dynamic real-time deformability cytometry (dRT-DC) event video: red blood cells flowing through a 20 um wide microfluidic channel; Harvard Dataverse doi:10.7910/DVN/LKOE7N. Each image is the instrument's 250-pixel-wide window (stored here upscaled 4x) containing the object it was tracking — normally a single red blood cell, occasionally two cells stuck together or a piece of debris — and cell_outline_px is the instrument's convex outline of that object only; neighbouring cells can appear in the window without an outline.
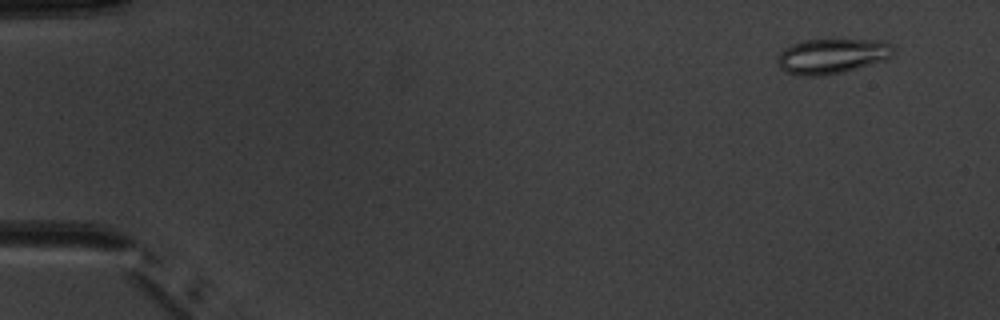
{"species": "common noctule bat (a hibernating species)", "species_latin": "Nyctalus noctula", "temperature_condition": "warm", "stored_images_in_passage": 4, "camera_frame_rate_fps": 3000, "um_per_image_px": 0.085, "animal": {"sex": "male", "body_mass_g": 20.1, "forearm_length_mm": 53.5}, "frame": {"image": 1, "passage_image": 1, "time_ms": 0.0, "image_size_px": [1000, 320], "cell_outline_px": [[896, 48], [892, 56], [888, 60], [844, 72], [820, 76], [800, 76], [784, 72], [780, 68], [776, 60], [780, 52], [784, 48], [792, 44], [804, 40], [884, 40], [892, 44]], "centroid_in_image_um": [70.75, 4.78], "position_along_channel_um": 14.2, "area_um2": 24.16}}